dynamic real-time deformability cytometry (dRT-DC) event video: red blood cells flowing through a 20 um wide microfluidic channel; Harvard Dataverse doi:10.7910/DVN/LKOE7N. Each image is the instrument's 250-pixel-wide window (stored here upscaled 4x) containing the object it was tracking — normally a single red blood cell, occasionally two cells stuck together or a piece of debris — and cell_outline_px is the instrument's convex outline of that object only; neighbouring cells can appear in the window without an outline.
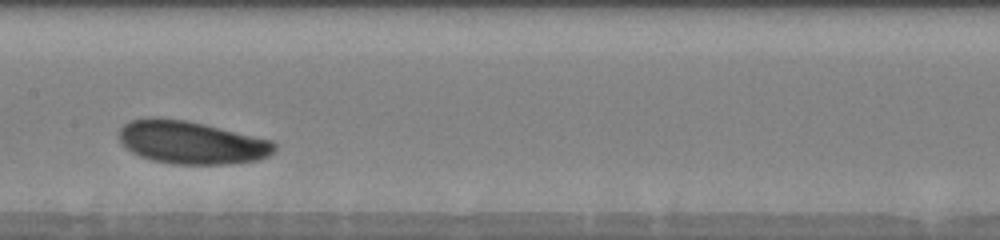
{"species": "human", "species_latin": "Homo sapiens", "temperature_condition": "warm", "stored_images_in_passage": 11, "camera_frame_rate_fps": 3000, "um_per_image_px": 0.085, "donor": {"sex": "male"}, "frame": {"image": 1, "passage_image": 4, "time_ms": 3.333, "image_size_px": [1000, 240], "cell_outline_px": [[276, 148], [268, 156], [260, 160], [228, 164], [172, 164], [152, 160], [140, 156], [132, 152], [120, 140], [116, 132], [124, 124], [132, 120], [148, 116], [160, 116], [188, 120], [272, 140], [276, 144]], "centroid_in_image_um": [16.25, 12.09], "position_along_channel_um": 191.2, "area_um2": 39.3}}
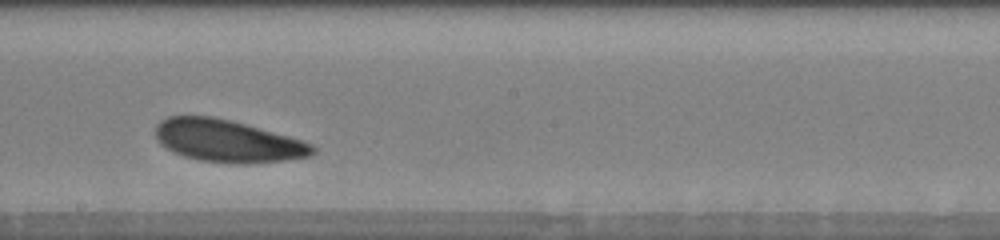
{"frame": {"image": 2, "passage_image": 5, "time_ms": 4.333, "image_size_px": [1000, 240], "cell_outline_px": [[316, 152], [312, 156], [284, 160], [248, 164], [228, 164], [200, 160], [184, 156], [164, 148], [156, 140], [156, 124], [160, 120], [168, 116], [212, 116], [244, 124], [300, 140], [312, 144], [316, 148]], "centroid_in_image_um": [19.3, 12.0], "position_along_channel_um": 228.9, "area_um2": 38.67}}